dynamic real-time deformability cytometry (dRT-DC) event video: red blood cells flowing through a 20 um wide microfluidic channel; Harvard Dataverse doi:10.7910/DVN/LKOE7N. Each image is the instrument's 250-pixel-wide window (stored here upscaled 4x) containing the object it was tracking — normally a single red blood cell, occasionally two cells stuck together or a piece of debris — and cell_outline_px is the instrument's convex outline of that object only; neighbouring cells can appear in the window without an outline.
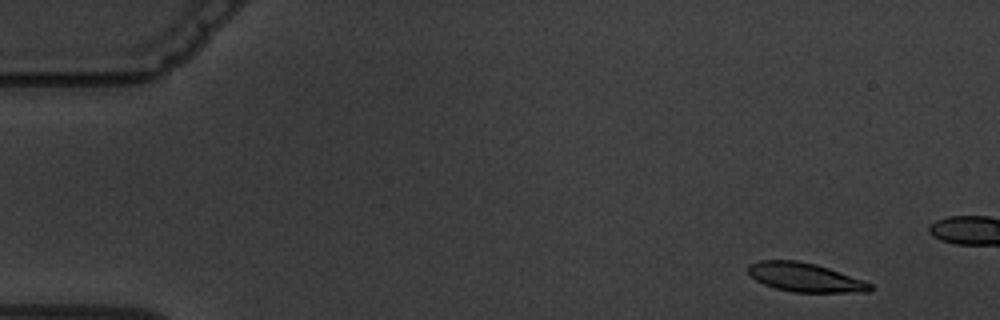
{"species": "common noctule bat (a hibernating species)", "species_latin": "Nyctalus noctula", "temperature_condition": "warm", "stored_images_in_passage": 4, "camera_frame_rate_fps": 3000, "um_per_image_px": 0.085, "animal": {"sex": "male", "body_mass_g": 19.5, "forearm_length_mm": 54.6}, "frame": {"image": 1, "passage_image": 1, "time_ms": 0.0, "image_size_px": [1000, 320], "cell_outline_px": [[872, 288], [868, 292], [792, 292], [776, 288], [764, 284], [756, 280], [748, 272], [748, 264], [760, 260], [796, 260], [816, 264], [864, 280], [872, 284]], "centroid_in_image_um": [68.42, 23.57], "position_along_channel_um": 16.6, "area_um2": 20.46}}